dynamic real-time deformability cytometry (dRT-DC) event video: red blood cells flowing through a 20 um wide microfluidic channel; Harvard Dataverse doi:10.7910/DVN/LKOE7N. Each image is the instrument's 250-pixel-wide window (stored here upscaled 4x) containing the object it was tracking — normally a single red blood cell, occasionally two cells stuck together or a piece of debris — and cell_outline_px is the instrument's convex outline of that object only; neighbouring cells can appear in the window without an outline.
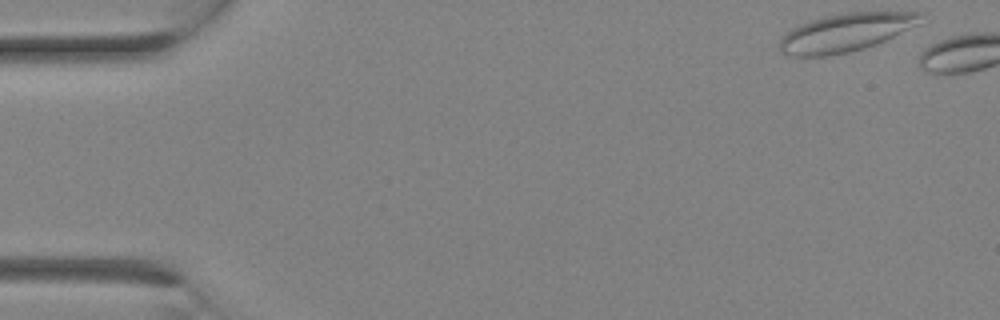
{"species": "Egyptian fruit bat (a non-hibernating species)", "species_latin": "Rousettus aegyptiacus", "temperature_condition": "room temperature", "stored_images_in_passage": 3, "camera_frame_rate_fps": 3000, "um_per_image_px": 0.085, "animal": {"sex": "female"}, "frame": {"image": 1, "passage_image": 1, "time_ms": 0.0, "image_size_px": [1000, 320], "cell_outline_px": [[928, 20], [920, 24], [876, 44], [852, 52], [828, 56], [792, 56], [780, 52], [780, 36], [784, 32], [800, 24], [812, 20], [828, 16], [852, 12], [924, 12]], "centroid_in_image_um": [71.94, 2.76], "position_along_channel_um": 13.1, "area_um2": 31.67}}